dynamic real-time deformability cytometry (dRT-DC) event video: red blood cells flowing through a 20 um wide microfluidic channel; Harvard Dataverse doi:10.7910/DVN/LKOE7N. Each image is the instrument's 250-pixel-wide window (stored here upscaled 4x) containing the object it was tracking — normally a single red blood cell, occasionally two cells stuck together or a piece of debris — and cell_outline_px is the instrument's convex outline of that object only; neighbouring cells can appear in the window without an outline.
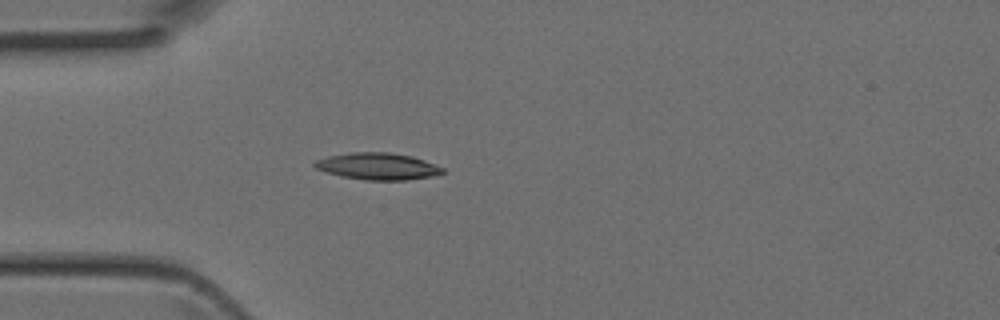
{"species": "Egyptian fruit bat (a non-hibernating species)", "species_latin": "Rousettus aegyptiacus", "temperature_condition": "room temperature", "stored_images_in_passage": 3, "camera_frame_rate_fps": 3000, "um_per_image_px": 0.085, "animal": {"sex": "female"}, "frame": {"image": 1, "passage_image": 3, "time_ms": 0.667, "image_size_px": [1000, 320], "cell_outline_px": [[444, 172], [432, 176], [404, 180], [364, 180], [340, 176], [316, 168], [312, 164], [316, 160], [328, 156], [352, 152], [388, 152], [412, 156], [424, 160], [444, 168]], "centroid_in_image_um": [32.1, 14.13], "position_along_channel_um": 52.9, "area_um2": 19.88}}